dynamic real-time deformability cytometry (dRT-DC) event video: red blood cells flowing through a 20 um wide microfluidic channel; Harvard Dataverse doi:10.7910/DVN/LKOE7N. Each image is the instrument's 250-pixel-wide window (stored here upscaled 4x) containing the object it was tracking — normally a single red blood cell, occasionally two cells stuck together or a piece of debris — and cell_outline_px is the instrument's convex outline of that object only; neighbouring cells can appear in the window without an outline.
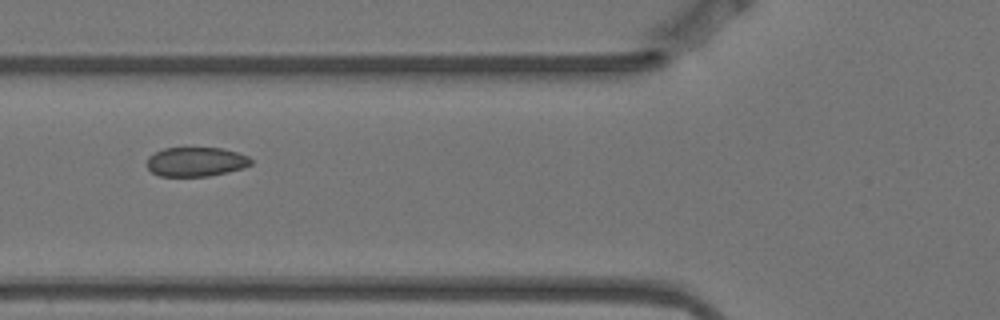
{"species": "Egyptian fruit bat (a non-hibernating species)", "species_latin": "Rousettus aegyptiacus", "temperature_condition": "warm", "stored_images_in_passage": 3, "camera_frame_rate_fps": 3000, "um_per_image_px": 0.085, "animal": {"sex": "female"}, "frame": {"image": 1, "passage_image": 3, "time_ms": 0.667, "image_size_px": [1000, 320], "cell_outline_px": [[252, 164], [244, 168], [228, 172], [208, 176], [160, 176], [152, 172], [148, 168], [148, 156], [164, 148], [220, 148], [236, 152], [248, 156], [252, 160]], "centroid_in_image_um": [16.67, 13.75], "position_along_channel_um": 109.1, "area_um2": 17.69}}